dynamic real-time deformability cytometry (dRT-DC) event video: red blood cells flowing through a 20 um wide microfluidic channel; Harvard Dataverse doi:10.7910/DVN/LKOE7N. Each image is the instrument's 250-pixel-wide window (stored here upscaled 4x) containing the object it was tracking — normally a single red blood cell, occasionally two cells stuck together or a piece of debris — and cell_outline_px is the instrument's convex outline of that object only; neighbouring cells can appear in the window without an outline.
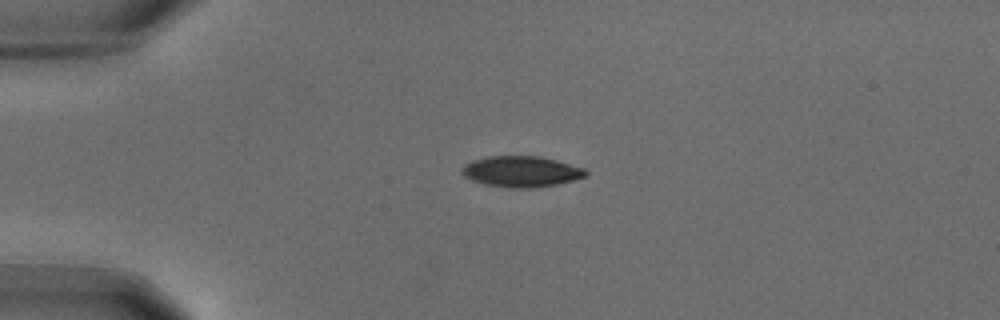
{"species": "common noctule bat (a hibernating species)", "species_latin": "Nyctalus noctula", "temperature_condition": "warm", "stored_images_in_passage": 45, "camera_frame_rate_fps": 3000, "um_per_image_px": 0.085, "animal": {"sex": "male", "body_mass_g": 18.8}, "frame": {"image": 1, "passage_image": 1, "time_ms": 0.0, "image_size_px": [1000, 320], "cell_outline_px": [[588, 176], [556, 184], [532, 188], [508, 188], [484, 184], [472, 180], [464, 176], [460, 172], [460, 168], [464, 164], [472, 160], [488, 156], [540, 156], [556, 160], [584, 168], [588, 172]], "centroid_in_image_um": [44.27, 14.58], "position_along_channel_um": 40.7, "area_um2": 22.43}}
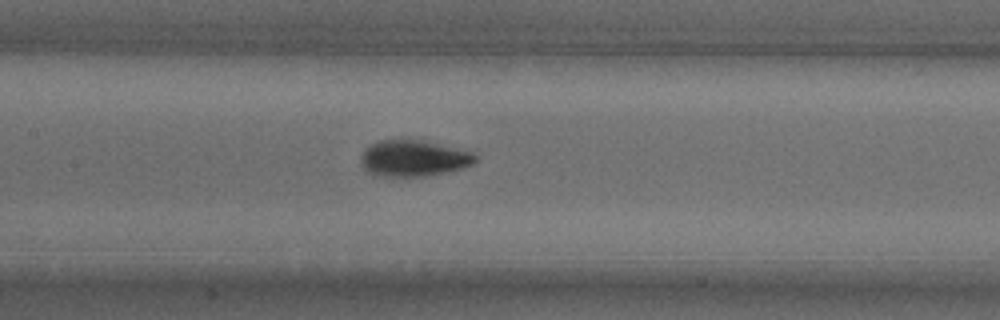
{"frame": {"image": 2, "passage_image": 23, "time_ms": 7.333, "image_size_px": [1000, 320], "cell_outline_px": [[480, 156], [472, 164], [464, 168], [448, 172], [428, 176], [376, 176], [368, 172], [360, 164], [360, 156], [364, 148], [380, 140], [420, 140], [476, 152]], "centroid_in_image_um": [35.18, 13.46], "position_along_channel_um": 172.2, "area_um2": 24.51}}
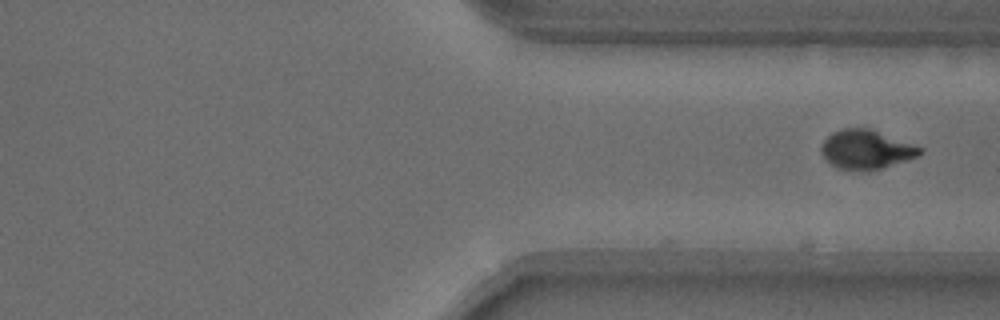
{"frame": {"image": 3, "passage_image": 45, "time_ms": 14.667, "image_size_px": [1000, 320], "cell_outline_px": [[924, 148], [920, 156], [880, 168], [860, 172], [840, 168], [832, 164], [824, 156], [820, 148], [824, 140], [832, 132], [840, 128], [872, 128]], "centroid_in_image_um": [73.65, 12.69], "position_along_channel_um": 337.7, "area_um2": 22.6}}